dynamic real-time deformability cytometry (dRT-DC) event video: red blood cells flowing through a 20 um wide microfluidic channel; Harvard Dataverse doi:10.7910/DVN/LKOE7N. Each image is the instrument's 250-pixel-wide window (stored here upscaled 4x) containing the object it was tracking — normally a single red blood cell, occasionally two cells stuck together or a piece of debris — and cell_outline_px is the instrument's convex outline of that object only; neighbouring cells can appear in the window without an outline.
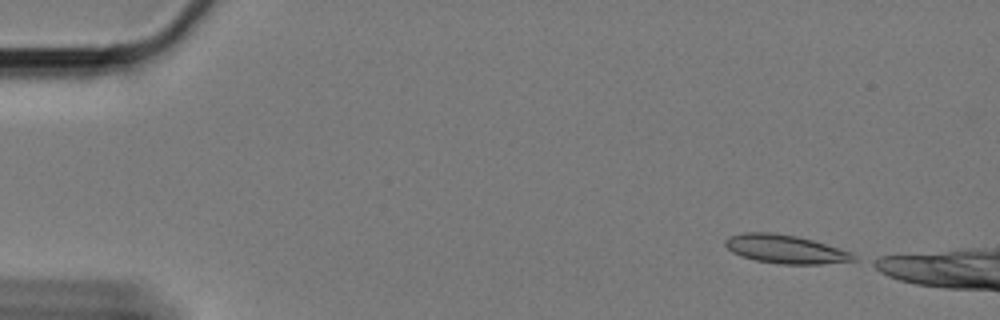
{"species": "Egyptian fruit bat (a non-hibernating species)", "species_latin": "Rousettus aegyptiacus", "temperature_condition": "cold", "stored_images_in_passage": 48, "camera_frame_rate_fps": 3000, "um_per_image_px": 0.085, "animal": {"sex": "female"}, "frame": {"image": 1, "passage_image": 1, "time_ms": 0.0, "image_size_px": [1000, 320], "cell_outline_px": [[856, 260], [820, 264], [784, 264], [756, 260], [732, 252], [724, 244], [724, 240], [732, 236], [744, 232], [768, 232], [796, 236], [812, 240], [848, 252], [856, 256]], "centroid_in_image_um": [66.72, 21.17], "position_along_channel_um": 18.3, "area_um2": 20.75}}
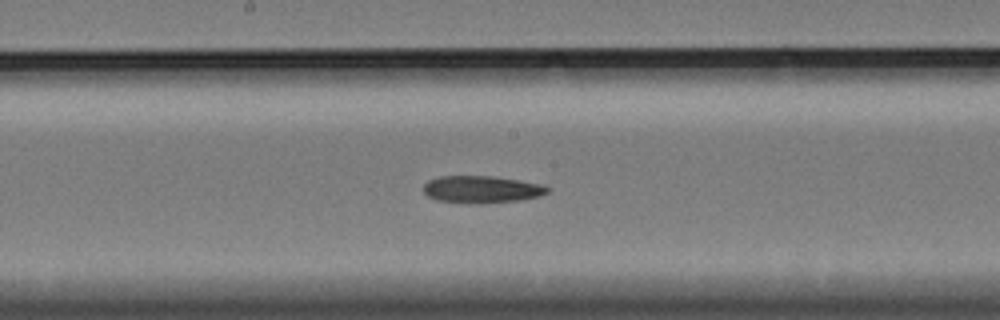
{"frame": {"image": 2, "passage_image": 27, "time_ms": 8.667, "image_size_px": [1000, 320], "cell_outline_px": [[552, 188], [548, 192], [540, 196], [520, 200], [436, 200], [428, 196], [424, 192], [424, 184], [428, 180], [440, 176], [492, 176], [540, 184]], "centroid_in_image_um": [40.96, 16.03], "position_along_channel_um": 207.2, "area_um2": 18.38}}
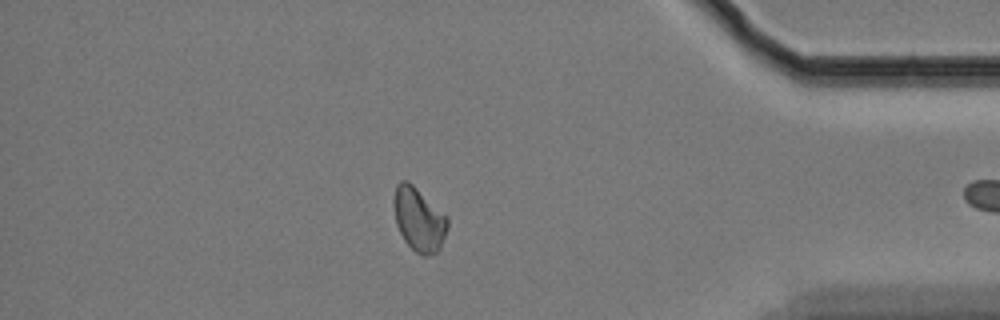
{"frame": {"image": 3, "passage_image": 47, "time_ms": 15.333, "image_size_px": [1000, 320], "cell_outline_px": [[448, 228], [440, 248], [436, 252], [424, 256], [416, 252], [404, 240], [396, 224], [396, 184], [400, 180], [408, 180], [448, 216]], "centroid_in_image_um": [35.65, 18.65], "position_along_channel_um": 399.5, "area_um2": 19.54}}